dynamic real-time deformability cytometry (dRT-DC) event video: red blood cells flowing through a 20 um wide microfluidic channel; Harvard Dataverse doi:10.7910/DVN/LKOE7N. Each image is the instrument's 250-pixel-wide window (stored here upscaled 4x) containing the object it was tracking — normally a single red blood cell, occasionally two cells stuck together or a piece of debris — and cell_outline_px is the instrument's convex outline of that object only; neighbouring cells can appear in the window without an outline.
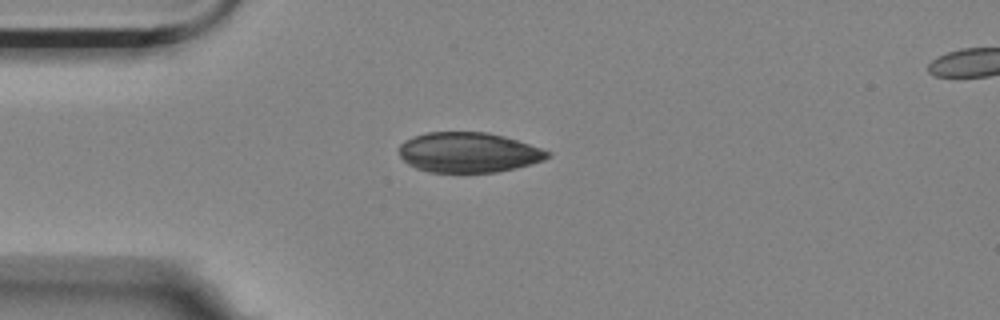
{"species": "Egyptian fruit bat (a non-hibernating species)", "species_latin": "Rousettus aegyptiacus", "temperature_condition": "room temperature", "stored_images_in_passage": 43, "camera_frame_rate_fps": 3000, "um_per_image_px": 0.085, "animal": {"sex": "female"}, "frame": {"image": 1, "passage_image": 1, "time_ms": 0.0, "image_size_px": [1000, 320], "cell_outline_px": [[552, 156], [544, 160], [496, 172], [428, 172], [416, 168], [408, 164], [400, 156], [400, 144], [404, 140], [412, 136], [424, 132], [488, 132], [504, 136], [552, 152]], "centroid_in_image_um": [39.79, 12.94], "position_along_channel_um": 45.2, "area_um2": 34.62}}
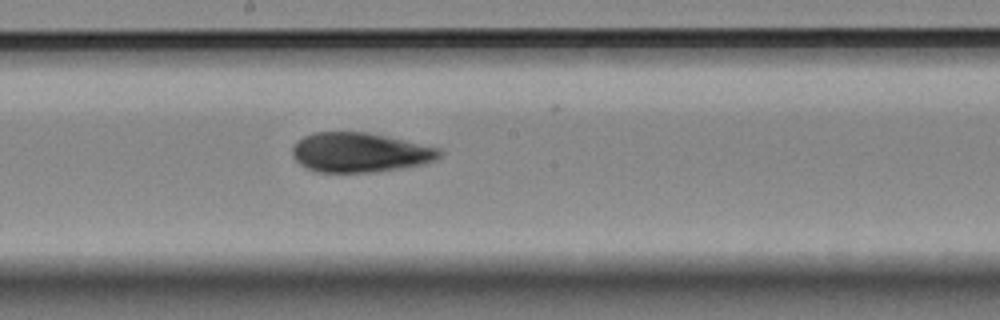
{"frame": {"image": 2, "passage_image": 17, "time_ms": 5.333, "image_size_px": [1000, 320], "cell_outline_px": [[444, 152], [440, 156], [424, 164], [376, 172], [316, 172], [300, 164], [292, 156], [292, 148], [304, 136], [316, 132], [368, 132], [440, 148]], "centroid_in_image_um": [30.6, 12.96], "position_along_channel_um": 217.6, "area_um2": 33.76}}
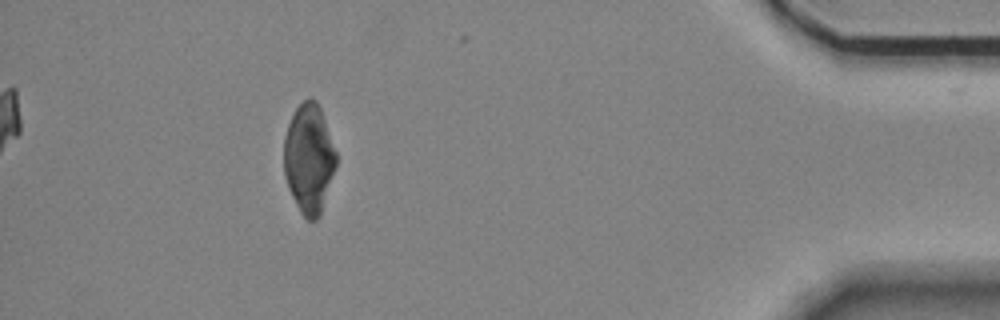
{"frame": {"image": 3, "passage_image": 38, "time_ms": 12.333, "image_size_px": [1000, 320], "cell_outline_px": [[336, 168], [320, 216], [316, 220], [308, 220], [300, 212], [288, 188], [284, 172], [284, 136], [288, 124], [296, 108], [308, 96], [316, 100], [320, 108], [336, 152]], "centroid_in_image_um": [26.26, 13.49], "position_along_channel_um": 408.9, "area_um2": 33.23}}